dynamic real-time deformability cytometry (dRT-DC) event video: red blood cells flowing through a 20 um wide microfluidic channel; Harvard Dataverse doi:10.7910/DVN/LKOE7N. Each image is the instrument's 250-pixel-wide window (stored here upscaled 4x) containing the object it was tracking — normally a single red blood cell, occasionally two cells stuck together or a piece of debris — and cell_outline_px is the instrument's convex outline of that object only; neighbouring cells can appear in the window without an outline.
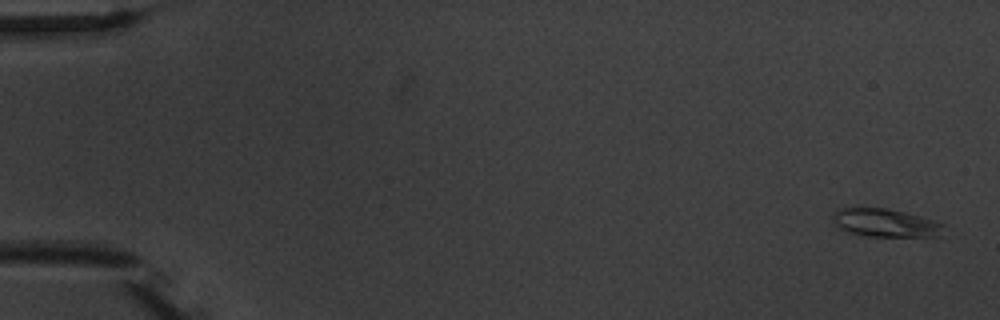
{"species": "common noctule bat (a hibernating species)", "species_latin": "Nyctalus noctula", "temperature_condition": "warm", "stored_images_in_passage": 5, "camera_frame_rate_fps": 3000, "um_per_image_px": 0.085, "animal": {"sex": "male", "body_mass_g": 20.1, "forearm_length_mm": 53.5}, "frame": {"image": 1, "passage_image": 1, "time_ms": 0.0, "image_size_px": [1000, 320], "cell_outline_px": [[944, 224], [940, 236], [864, 236], [848, 232], [840, 228], [832, 220], [832, 212], [840, 208], [888, 208], [920, 216]], "centroid_in_image_um": [75.21, 18.94], "position_along_channel_um": 9.8, "area_um2": 18.09}}